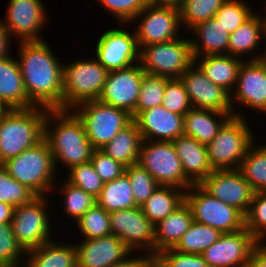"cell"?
Returning a JSON list of instances; mask_svg holds the SVG:
<instances>
[{
    "mask_svg": "<svg viewBox=\"0 0 266 267\" xmlns=\"http://www.w3.org/2000/svg\"><path fill=\"white\" fill-rule=\"evenodd\" d=\"M47 198V196H37L30 203L15 207L13 210L12 231L25 251L52 240L50 226L52 223L49 222L51 215L47 210L51 203L48 201L50 198Z\"/></svg>",
    "mask_w": 266,
    "mask_h": 267,
    "instance_id": "cell-11",
    "label": "cell"
},
{
    "mask_svg": "<svg viewBox=\"0 0 266 267\" xmlns=\"http://www.w3.org/2000/svg\"><path fill=\"white\" fill-rule=\"evenodd\" d=\"M226 0H184L179 10L182 27L188 31L199 23L215 17Z\"/></svg>",
    "mask_w": 266,
    "mask_h": 267,
    "instance_id": "cell-37",
    "label": "cell"
},
{
    "mask_svg": "<svg viewBox=\"0 0 266 267\" xmlns=\"http://www.w3.org/2000/svg\"><path fill=\"white\" fill-rule=\"evenodd\" d=\"M186 178L193 184L199 185L213 172L209 161L207 146L187 135H180L172 141Z\"/></svg>",
    "mask_w": 266,
    "mask_h": 267,
    "instance_id": "cell-23",
    "label": "cell"
},
{
    "mask_svg": "<svg viewBox=\"0 0 266 267\" xmlns=\"http://www.w3.org/2000/svg\"><path fill=\"white\" fill-rule=\"evenodd\" d=\"M218 200L247 214L255 191L238 169L213 170L200 184Z\"/></svg>",
    "mask_w": 266,
    "mask_h": 267,
    "instance_id": "cell-19",
    "label": "cell"
},
{
    "mask_svg": "<svg viewBox=\"0 0 266 267\" xmlns=\"http://www.w3.org/2000/svg\"><path fill=\"white\" fill-rule=\"evenodd\" d=\"M43 3L42 0H9L1 22L11 37L18 38L19 42L44 40L39 35L47 22L46 17L48 19Z\"/></svg>",
    "mask_w": 266,
    "mask_h": 267,
    "instance_id": "cell-15",
    "label": "cell"
},
{
    "mask_svg": "<svg viewBox=\"0 0 266 267\" xmlns=\"http://www.w3.org/2000/svg\"><path fill=\"white\" fill-rule=\"evenodd\" d=\"M185 201V190L159 185L141 206L143 214L155 225Z\"/></svg>",
    "mask_w": 266,
    "mask_h": 267,
    "instance_id": "cell-32",
    "label": "cell"
},
{
    "mask_svg": "<svg viewBox=\"0 0 266 267\" xmlns=\"http://www.w3.org/2000/svg\"><path fill=\"white\" fill-rule=\"evenodd\" d=\"M179 79L184 85L193 108L215 110L234 116L230 94L211 82L195 63Z\"/></svg>",
    "mask_w": 266,
    "mask_h": 267,
    "instance_id": "cell-20",
    "label": "cell"
},
{
    "mask_svg": "<svg viewBox=\"0 0 266 267\" xmlns=\"http://www.w3.org/2000/svg\"><path fill=\"white\" fill-rule=\"evenodd\" d=\"M72 111L82 121L85 133L94 149H101L133 121L126 110L99 100L83 102Z\"/></svg>",
    "mask_w": 266,
    "mask_h": 267,
    "instance_id": "cell-7",
    "label": "cell"
},
{
    "mask_svg": "<svg viewBox=\"0 0 266 267\" xmlns=\"http://www.w3.org/2000/svg\"><path fill=\"white\" fill-rule=\"evenodd\" d=\"M230 101L235 116L245 118V114L234 109L240 104L266 113V66L259 60L243 61L238 70L237 82L230 94ZM236 101V102H235Z\"/></svg>",
    "mask_w": 266,
    "mask_h": 267,
    "instance_id": "cell-16",
    "label": "cell"
},
{
    "mask_svg": "<svg viewBox=\"0 0 266 267\" xmlns=\"http://www.w3.org/2000/svg\"><path fill=\"white\" fill-rule=\"evenodd\" d=\"M24 256L26 251L17 242L11 223H0V267H24Z\"/></svg>",
    "mask_w": 266,
    "mask_h": 267,
    "instance_id": "cell-40",
    "label": "cell"
},
{
    "mask_svg": "<svg viewBox=\"0 0 266 267\" xmlns=\"http://www.w3.org/2000/svg\"><path fill=\"white\" fill-rule=\"evenodd\" d=\"M245 228L261 243L266 242V192H255L245 215Z\"/></svg>",
    "mask_w": 266,
    "mask_h": 267,
    "instance_id": "cell-45",
    "label": "cell"
},
{
    "mask_svg": "<svg viewBox=\"0 0 266 267\" xmlns=\"http://www.w3.org/2000/svg\"><path fill=\"white\" fill-rule=\"evenodd\" d=\"M261 243L246 229L222 233L201 255L210 267H245Z\"/></svg>",
    "mask_w": 266,
    "mask_h": 267,
    "instance_id": "cell-17",
    "label": "cell"
},
{
    "mask_svg": "<svg viewBox=\"0 0 266 267\" xmlns=\"http://www.w3.org/2000/svg\"><path fill=\"white\" fill-rule=\"evenodd\" d=\"M261 17H262V20H263L264 37H266V14L265 15L263 14V16L261 14Z\"/></svg>",
    "mask_w": 266,
    "mask_h": 267,
    "instance_id": "cell-56",
    "label": "cell"
},
{
    "mask_svg": "<svg viewBox=\"0 0 266 267\" xmlns=\"http://www.w3.org/2000/svg\"><path fill=\"white\" fill-rule=\"evenodd\" d=\"M35 197L37 196L30 189L10 176L0 164V202L15 208L30 203Z\"/></svg>",
    "mask_w": 266,
    "mask_h": 267,
    "instance_id": "cell-41",
    "label": "cell"
},
{
    "mask_svg": "<svg viewBox=\"0 0 266 267\" xmlns=\"http://www.w3.org/2000/svg\"><path fill=\"white\" fill-rule=\"evenodd\" d=\"M65 178L70 184L83 189L88 194L97 198L104 186L103 180L95 171L91 161L73 166Z\"/></svg>",
    "mask_w": 266,
    "mask_h": 267,
    "instance_id": "cell-42",
    "label": "cell"
},
{
    "mask_svg": "<svg viewBox=\"0 0 266 267\" xmlns=\"http://www.w3.org/2000/svg\"><path fill=\"white\" fill-rule=\"evenodd\" d=\"M125 173L131 183L133 199L137 207H141L153 194L159 184L153 176L139 164L127 166Z\"/></svg>",
    "mask_w": 266,
    "mask_h": 267,
    "instance_id": "cell-43",
    "label": "cell"
},
{
    "mask_svg": "<svg viewBox=\"0 0 266 267\" xmlns=\"http://www.w3.org/2000/svg\"><path fill=\"white\" fill-rule=\"evenodd\" d=\"M109 217L111 233L133 253L154 254V224L143 214L141 207L113 211Z\"/></svg>",
    "mask_w": 266,
    "mask_h": 267,
    "instance_id": "cell-13",
    "label": "cell"
},
{
    "mask_svg": "<svg viewBox=\"0 0 266 267\" xmlns=\"http://www.w3.org/2000/svg\"><path fill=\"white\" fill-rule=\"evenodd\" d=\"M14 207L4 202H0V223H11Z\"/></svg>",
    "mask_w": 266,
    "mask_h": 267,
    "instance_id": "cell-54",
    "label": "cell"
},
{
    "mask_svg": "<svg viewBox=\"0 0 266 267\" xmlns=\"http://www.w3.org/2000/svg\"><path fill=\"white\" fill-rule=\"evenodd\" d=\"M11 35L9 34V32L5 29V27L3 26L1 20H0V59H4L7 57H10L11 55H9L11 53L10 51V47H11Z\"/></svg>",
    "mask_w": 266,
    "mask_h": 267,
    "instance_id": "cell-52",
    "label": "cell"
},
{
    "mask_svg": "<svg viewBox=\"0 0 266 267\" xmlns=\"http://www.w3.org/2000/svg\"><path fill=\"white\" fill-rule=\"evenodd\" d=\"M257 140L248 149L238 170L255 192H266V143Z\"/></svg>",
    "mask_w": 266,
    "mask_h": 267,
    "instance_id": "cell-34",
    "label": "cell"
},
{
    "mask_svg": "<svg viewBox=\"0 0 266 267\" xmlns=\"http://www.w3.org/2000/svg\"><path fill=\"white\" fill-rule=\"evenodd\" d=\"M263 36L264 30L261 13L255 12L230 34L227 54L238 57L244 61H246L247 58V61L258 60L261 54L255 53L258 52L257 49H259V46L263 43ZM251 54H254V56Z\"/></svg>",
    "mask_w": 266,
    "mask_h": 267,
    "instance_id": "cell-25",
    "label": "cell"
},
{
    "mask_svg": "<svg viewBox=\"0 0 266 267\" xmlns=\"http://www.w3.org/2000/svg\"><path fill=\"white\" fill-rule=\"evenodd\" d=\"M221 234L218 229L193 221L173 249L180 253L201 255Z\"/></svg>",
    "mask_w": 266,
    "mask_h": 267,
    "instance_id": "cell-35",
    "label": "cell"
},
{
    "mask_svg": "<svg viewBox=\"0 0 266 267\" xmlns=\"http://www.w3.org/2000/svg\"><path fill=\"white\" fill-rule=\"evenodd\" d=\"M147 2L152 6L174 8L179 11L184 3V0H147Z\"/></svg>",
    "mask_w": 266,
    "mask_h": 267,
    "instance_id": "cell-53",
    "label": "cell"
},
{
    "mask_svg": "<svg viewBox=\"0 0 266 267\" xmlns=\"http://www.w3.org/2000/svg\"><path fill=\"white\" fill-rule=\"evenodd\" d=\"M46 108L6 109L0 115V164L44 138Z\"/></svg>",
    "mask_w": 266,
    "mask_h": 267,
    "instance_id": "cell-3",
    "label": "cell"
},
{
    "mask_svg": "<svg viewBox=\"0 0 266 267\" xmlns=\"http://www.w3.org/2000/svg\"><path fill=\"white\" fill-rule=\"evenodd\" d=\"M129 255L124 261L113 267H158L156 255L150 253ZM139 254V255H138ZM135 256V257H134Z\"/></svg>",
    "mask_w": 266,
    "mask_h": 267,
    "instance_id": "cell-50",
    "label": "cell"
},
{
    "mask_svg": "<svg viewBox=\"0 0 266 267\" xmlns=\"http://www.w3.org/2000/svg\"><path fill=\"white\" fill-rule=\"evenodd\" d=\"M162 106L168 111L179 115H185L193 108L184 85L179 78L167 81Z\"/></svg>",
    "mask_w": 266,
    "mask_h": 267,
    "instance_id": "cell-46",
    "label": "cell"
},
{
    "mask_svg": "<svg viewBox=\"0 0 266 267\" xmlns=\"http://www.w3.org/2000/svg\"><path fill=\"white\" fill-rule=\"evenodd\" d=\"M6 109L3 107V105L0 103V115L5 111Z\"/></svg>",
    "mask_w": 266,
    "mask_h": 267,
    "instance_id": "cell-57",
    "label": "cell"
},
{
    "mask_svg": "<svg viewBox=\"0 0 266 267\" xmlns=\"http://www.w3.org/2000/svg\"><path fill=\"white\" fill-rule=\"evenodd\" d=\"M245 267H266V246L264 244H260L251 254Z\"/></svg>",
    "mask_w": 266,
    "mask_h": 267,
    "instance_id": "cell-51",
    "label": "cell"
},
{
    "mask_svg": "<svg viewBox=\"0 0 266 267\" xmlns=\"http://www.w3.org/2000/svg\"><path fill=\"white\" fill-rule=\"evenodd\" d=\"M185 202L192 211L193 220L231 233L245 228V215L233 206L218 200L200 185H191L185 191Z\"/></svg>",
    "mask_w": 266,
    "mask_h": 267,
    "instance_id": "cell-9",
    "label": "cell"
},
{
    "mask_svg": "<svg viewBox=\"0 0 266 267\" xmlns=\"http://www.w3.org/2000/svg\"><path fill=\"white\" fill-rule=\"evenodd\" d=\"M90 161L104 183L118 178L125 172L126 169V166L112 159L100 149L93 150Z\"/></svg>",
    "mask_w": 266,
    "mask_h": 267,
    "instance_id": "cell-49",
    "label": "cell"
},
{
    "mask_svg": "<svg viewBox=\"0 0 266 267\" xmlns=\"http://www.w3.org/2000/svg\"><path fill=\"white\" fill-rule=\"evenodd\" d=\"M141 144V133L137 124L132 121L100 150L127 167L138 164Z\"/></svg>",
    "mask_w": 266,
    "mask_h": 267,
    "instance_id": "cell-31",
    "label": "cell"
},
{
    "mask_svg": "<svg viewBox=\"0 0 266 267\" xmlns=\"http://www.w3.org/2000/svg\"><path fill=\"white\" fill-rule=\"evenodd\" d=\"M2 165L10 176L36 196H49L57 183H61L56 182L59 173L55 169L52 153L44 138L16 157L6 160Z\"/></svg>",
    "mask_w": 266,
    "mask_h": 267,
    "instance_id": "cell-4",
    "label": "cell"
},
{
    "mask_svg": "<svg viewBox=\"0 0 266 267\" xmlns=\"http://www.w3.org/2000/svg\"><path fill=\"white\" fill-rule=\"evenodd\" d=\"M122 25L129 24L148 4L147 0H97Z\"/></svg>",
    "mask_w": 266,
    "mask_h": 267,
    "instance_id": "cell-47",
    "label": "cell"
},
{
    "mask_svg": "<svg viewBox=\"0 0 266 267\" xmlns=\"http://www.w3.org/2000/svg\"><path fill=\"white\" fill-rule=\"evenodd\" d=\"M251 9L242 0H226L216 12L215 18L231 34L254 14Z\"/></svg>",
    "mask_w": 266,
    "mask_h": 267,
    "instance_id": "cell-44",
    "label": "cell"
},
{
    "mask_svg": "<svg viewBox=\"0 0 266 267\" xmlns=\"http://www.w3.org/2000/svg\"><path fill=\"white\" fill-rule=\"evenodd\" d=\"M24 267H77V250L74 243L51 240L26 251Z\"/></svg>",
    "mask_w": 266,
    "mask_h": 267,
    "instance_id": "cell-29",
    "label": "cell"
},
{
    "mask_svg": "<svg viewBox=\"0 0 266 267\" xmlns=\"http://www.w3.org/2000/svg\"><path fill=\"white\" fill-rule=\"evenodd\" d=\"M190 39L193 57L227 54L230 33L221 25L217 18L199 23L191 28Z\"/></svg>",
    "mask_w": 266,
    "mask_h": 267,
    "instance_id": "cell-26",
    "label": "cell"
},
{
    "mask_svg": "<svg viewBox=\"0 0 266 267\" xmlns=\"http://www.w3.org/2000/svg\"><path fill=\"white\" fill-rule=\"evenodd\" d=\"M63 183L60 184V191L63 196V210L65 215L74 219L76 222L87 210L92 208L96 204V198L91 194H88L83 189L78 188L66 180L63 179Z\"/></svg>",
    "mask_w": 266,
    "mask_h": 267,
    "instance_id": "cell-38",
    "label": "cell"
},
{
    "mask_svg": "<svg viewBox=\"0 0 266 267\" xmlns=\"http://www.w3.org/2000/svg\"><path fill=\"white\" fill-rule=\"evenodd\" d=\"M0 103L5 109L35 107L25 91L17 58L0 59Z\"/></svg>",
    "mask_w": 266,
    "mask_h": 267,
    "instance_id": "cell-24",
    "label": "cell"
},
{
    "mask_svg": "<svg viewBox=\"0 0 266 267\" xmlns=\"http://www.w3.org/2000/svg\"><path fill=\"white\" fill-rule=\"evenodd\" d=\"M265 38V39H264ZM263 40L266 41V37H264ZM266 45V43H265ZM263 52V53H262ZM261 52V55L259 57V61L266 66V46L264 47L263 51Z\"/></svg>",
    "mask_w": 266,
    "mask_h": 267,
    "instance_id": "cell-55",
    "label": "cell"
},
{
    "mask_svg": "<svg viewBox=\"0 0 266 267\" xmlns=\"http://www.w3.org/2000/svg\"><path fill=\"white\" fill-rule=\"evenodd\" d=\"M231 116L215 110L192 108L184 115V135L207 145Z\"/></svg>",
    "mask_w": 266,
    "mask_h": 267,
    "instance_id": "cell-30",
    "label": "cell"
},
{
    "mask_svg": "<svg viewBox=\"0 0 266 267\" xmlns=\"http://www.w3.org/2000/svg\"><path fill=\"white\" fill-rule=\"evenodd\" d=\"M243 61L228 54L194 57V63L202 70L205 76L215 85L225 89L229 94L232 93L236 86L238 70Z\"/></svg>",
    "mask_w": 266,
    "mask_h": 267,
    "instance_id": "cell-28",
    "label": "cell"
},
{
    "mask_svg": "<svg viewBox=\"0 0 266 267\" xmlns=\"http://www.w3.org/2000/svg\"><path fill=\"white\" fill-rule=\"evenodd\" d=\"M144 73L139 62L124 69L110 71L98 100L126 110L134 119Z\"/></svg>",
    "mask_w": 266,
    "mask_h": 267,
    "instance_id": "cell-18",
    "label": "cell"
},
{
    "mask_svg": "<svg viewBox=\"0 0 266 267\" xmlns=\"http://www.w3.org/2000/svg\"><path fill=\"white\" fill-rule=\"evenodd\" d=\"M169 78L144 73L135 117L142 111L162 105L163 94Z\"/></svg>",
    "mask_w": 266,
    "mask_h": 267,
    "instance_id": "cell-39",
    "label": "cell"
},
{
    "mask_svg": "<svg viewBox=\"0 0 266 267\" xmlns=\"http://www.w3.org/2000/svg\"><path fill=\"white\" fill-rule=\"evenodd\" d=\"M136 20L138 26L132 30L135 29L139 49L145 45L169 42L181 37L179 32L183 29L177 9L147 4L131 24L137 25Z\"/></svg>",
    "mask_w": 266,
    "mask_h": 267,
    "instance_id": "cell-12",
    "label": "cell"
},
{
    "mask_svg": "<svg viewBox=\"0 0 266 267\" xmlns=\"http://www.w3.org/2000/svg\"><path fill=\"white\" fill-rule=\"evenodd\" d=\"M96 204L108 213L137 207L128 175L124 172L118 178L104 183L99 196L96 198Z\"/></svg>",
    "mask_w": 266,
    "mask_h": 267,
    "instance_id": "cell-33",
    "label": "cell"
},
{
    "mask_svg": "<svg viewBox=\"0 0 266 267\" xmlns=\"http://www.w3.org/2000/svg\"><path fill=\"white\" fill-rule=\"evenodd\" d=\"M133 121L142 140L173 141L184 134V115L170 112L162 105L140 112Z\"/></svg>",
    "mask_w": 266,
    "mask_h": 267,
    "instance_id": "cell-22",
    "label": "cell"
},
{
    "mask_svg": "<svg viewBox=\"0 0 266 267\" xmlns=\"http://www.w3.org/2000/svg\"><path fill=\"white\" fill-rule=\"evenodd\" d=\"M75 224L81 239H97L112 234L109 213L97 204L87 210Z\"/></svg>",
    "mask_w": 266,
    "mask_h": 267,
    "instance_id": "cell-36",
    "label": "cell"
},
{
    "mask_svg": "<svg viewBox=\"0 0 266 267\" xmlns=\"http://www.w3.org/2000/svg\"><path fill=\"white\" fill-rule=\"evenodd\" d=\"M193 63L190 37L145 45L139 52V64L145 73L169 79H178Z\"/></svg>",
    "mask_w": 266,
    "mask_h": 267,
    "instance_id": "cell-8",
    "label": "cell"
},
{
    "mask_svg": "<svg viewBox=\"0 0 266 267\" xmlns=\"http://www.w3.org/2000/svg\"><path fill=\"white\" fill-rule=\"evenodd\" d=\"M44 139L49 145L57 171L60 165L69 170L91 160L94 148L82 121L72 110H47Z\"/></svg>",
    "mask_w": 266,
    "mask_h": 267,
    "instance_id": "cell-2",
    "label": "cell"
},
{
    "mask_svg": "<svg viewBox=\"0 0 266 267\" xmlns=\"http://www.w3.org/2000/svg\"><path fill=\"white\" fill-rule=\"evenodd\" d=\"M75 243L77 267H113L133 252L114 234Z\"/></svg>",
    "mask_w": 266,
    "mask_h": 267,
    "instance_id": "cell-21",
    "label": "cell"
},
{
    "mask_svg": "<svg viewBox=\"0 0 266 267\" xmlns=\"http://www.w3.org/2000/svg\"><path fill=\"white\" fill-rule=\"evenodd\" d=\"M246 118L231 116L207 144L212 170L238 169L249 147L256 141Z\"/></svg>",
    "mask_w": 266,
    "mask_h": 267,
    "instance_id": "cell-5",
    "label": "cell"
},
{
    "mask_svg": "<svg viewBox=\"0 0 266 267\" xmlns=\"http://www.w3.org/2000/svg\"><path fill=\"white\" fill-rule=\"evenodd\" d=\"M108 73L95 57L66 62L63 65V110L98 100Z\"/></svg>",
    "mask_w": 266,
    "mask_h": 267,
    "instance_id": "cell-6",
    "label": "cell"
},
{
    "mask_svg": "<svg viewBox=\"0 0 266 267\" xmlns=\"http://www.w3.org/2000/svg\"><path fill=\"white\" fill-rule=\"evenodd\" d=\"M192 211L184 201L165 219L154 225V255L174 248L193 223Z\"/></svg>",
    "mask_w": 266,
    "mask_h": 267,
    "instance_id": "cell-27",
    "label": "cell"
},
{
    "mask_svg": "<svg viewBox=\"0 0 266 267\" xmlns=\"http://www.w3.org/2000/svg\"><path fill=\"white\" fill-rule=\"evenodd\" d=\"M138 164L162 186L187 190L193 185L185 176L172 141L142 140Z\"/></svg>",
    "mask_w": 266,
    "mask_h": 267,
    "instance_id": "cell-10",
    "label": "cell"
},
{
    "mask_svg": "<svg viewBox=\"0 0 266 267\" xmlns=\"http://www.w3.org/2000/svg\"><path fill=\"white\" fill-rule=\"evenodd\" d=\"M97 40L94 56L109 72L139 62L140 49L135 31L112 28L103 32Z\"/></svg>",
    "mask_w": 266,
    "mask_h": 267,
    "instance_id": "cell-14",
    "label": "cell"
},
{
    "mask_svg": "<svg viewBox=\"0 0 266 267\" xmlns=\"http://www.w3.org/2000/svg\"><path fill=\"white\" fill-rule=\"evenodd\" d=\"M18 64L35 107L63 110V65L44 41H20Z\"/></svg>",
    "mask_w": 266,
    "mask_h": 267,
    "instance_id": "cell-1",
    "label": "cell"
},
{
    "mask_svg": "<svg viewBox=\"0 0 266 267\" xmlns=\"http://www.w3.org/2000/svg\"><path fill=\"white\" fill-rule=\"evenodd\" d=\"M156 257L158 267H210L202 255L180 253L173 248L159 252Z\"/></svg>",
    "mask_w": 266,
    "mask_h": 267,
    "instance_id": "cell-48",
    "label": "cell"
}]
</instances>
